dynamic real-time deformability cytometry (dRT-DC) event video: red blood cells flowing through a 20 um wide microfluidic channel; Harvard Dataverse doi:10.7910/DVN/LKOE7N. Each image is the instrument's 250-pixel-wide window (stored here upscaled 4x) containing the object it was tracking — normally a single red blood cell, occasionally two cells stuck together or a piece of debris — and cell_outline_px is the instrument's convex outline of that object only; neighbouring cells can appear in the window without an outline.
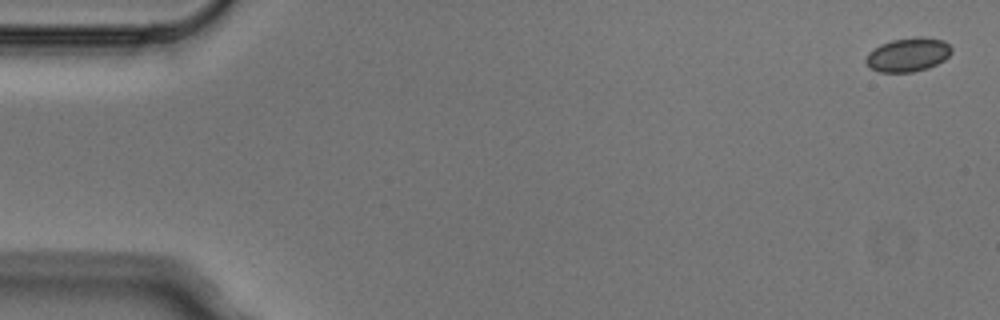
{"species": "Egyptian fruit bat (a non-hibernating species)", "species_latin": "Rousettus aegyptiacus", "temperature_condition": "cold", "stored_images_in_passage": 4, "camera_frame_rate_fps": 3000, "um_per_image_px": 0.085, "animal": {"sex": "male"}, "frame": {"image": 1, "passage_image": 1, "time_ms": 0.0, "image_size_px": [1000, 320], "cell_outline_px": [[952, 52], [944, 60], [928, 68], [912, 72], [880, 72], [872, 68], [864, 60], [868, 52], [880, 44], [892, 40], [916, 36], [924, 36], [944, 40], [952, 48]], "centroid_in_image_um": [77.19, 4.63], "position_along_channel_um": 7.8, "area_um2": 16.99}}
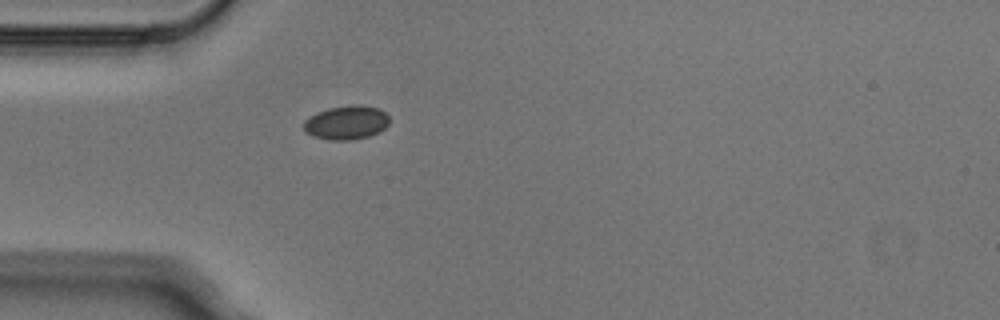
{"frame": {"image": 2, "passage_image": 4, "time_ms": 1.0, "image_size_px": [1000, 320], "cell_outline_px": [[388, 124], [380, 132], [368, 136], [348, 140], [332, 140], [312, 136], [304, 132], [304, 120], [308, 116], [316, 112], [328, 108], [352, 104], [356, 104], [380, 108], [388, 116]], "centroid_in_image_um": [29.41, 10.4], "position_along_channel_um": 55.6, "area_um2": 17.05}}